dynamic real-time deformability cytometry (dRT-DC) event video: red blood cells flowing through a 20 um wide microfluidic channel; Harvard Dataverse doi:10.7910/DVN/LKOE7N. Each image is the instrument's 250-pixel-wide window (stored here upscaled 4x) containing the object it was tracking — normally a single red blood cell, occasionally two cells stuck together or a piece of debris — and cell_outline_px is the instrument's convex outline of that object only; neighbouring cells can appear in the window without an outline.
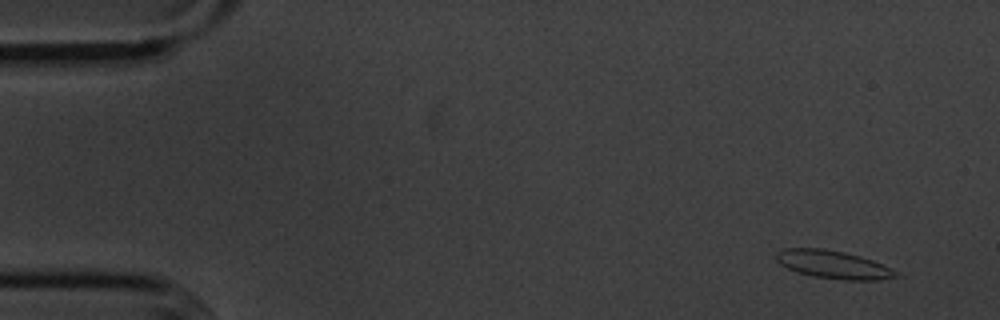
{"species": "common noctule bat (a hibernating species)", "species_latin": "Nyctalus noctula", "temperature_condition": "cold", "stored_images_in_passage": 5, "camera_frame_rate_fps": 3000, "um_per_image_px": 0.085, "animal": {"sex": "male", "body_mass_g": 20.1, "forearm_length_mm": 53.5}, "frame": {"image": 1, "passage_image": 5, "time_ms": 4.667, "image_size_px": [1000, 320], "cell_outline_px": [[904, 276], [880, 280], [844, 280], [812, 276], [796, 272], [780, 264], [776, 260], [776, 252], [784, 248], [824, 248], [844, 252], [860, 256], [872, 260], [892, 268], [900, 272]], "centroid_in_image_um": [70.88, 22.5], "position_along_channel_um": 14.1, "area_um2": 19.88}}